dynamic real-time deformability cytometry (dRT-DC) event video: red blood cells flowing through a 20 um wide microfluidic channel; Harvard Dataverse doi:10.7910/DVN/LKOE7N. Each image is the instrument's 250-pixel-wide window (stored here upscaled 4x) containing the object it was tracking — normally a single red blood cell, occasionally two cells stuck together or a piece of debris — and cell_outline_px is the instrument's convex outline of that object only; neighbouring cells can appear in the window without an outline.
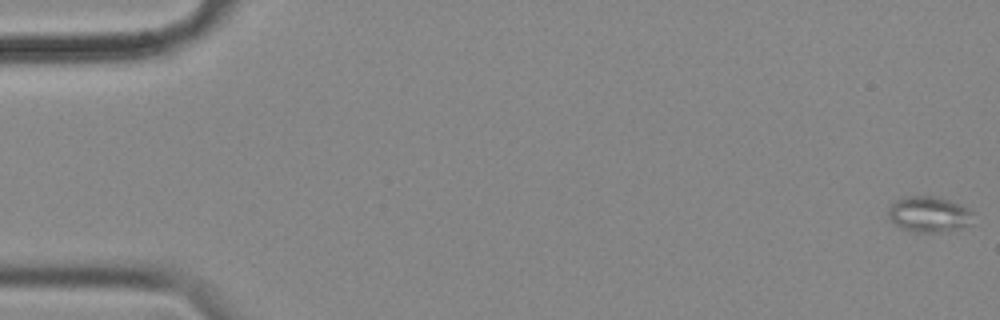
{"species": "common noctule bat (a hibernating species)", "species_latin": "Nyctalus noctula", "temperature_condition": "cold", "stored_images_in_passage": 57, "camera_frame_rate_fps": 3000, "um_per_image_px": 0.085, "animal": {"sex": "female", "body_mass_g": 18.4}, "frame": {"image": 1, "passage_image": 1, "time_ms": 0.0, "image_size_px": [1000, 320], "cell_outline_px": [[972, 212], [968, 224], [960, 228], [948, 232], [916, 232], [900, 228], [888, 216], [888, 208], [896, 200], [908, 196], [940, 196], [960, 204], [968, 208]], "centroid_in_image_um": [78.95, 18.2], "position_along_channel_um": 6.1, "area_um2": 17.63}}
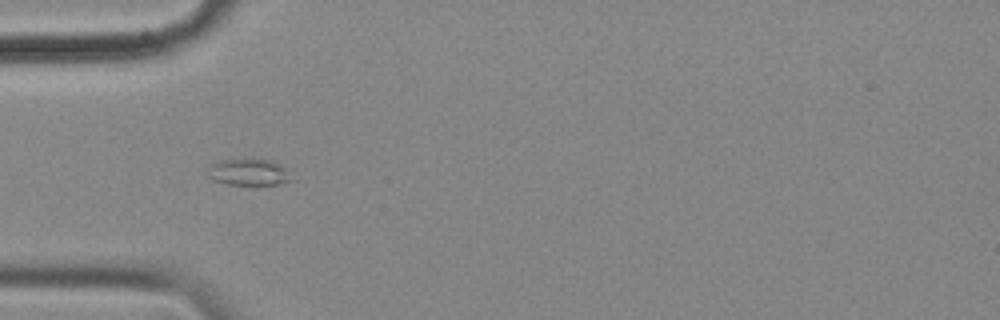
{"frame": {"image": 2, "passage_image": 18, "time_ms": 5.667, "image_size_px": [1000, 320], "cell_outline_px": [[296, 180], [280, 184], [228, 184], [212, 180], [208, 176], [212, 164], [220, 160], [256, 156], [272, 160], [280, 164]], "centroid_in_image_um": [21.2, 14.59], "position_along_channel_um": 63.8, "area_um2": 13.47}}
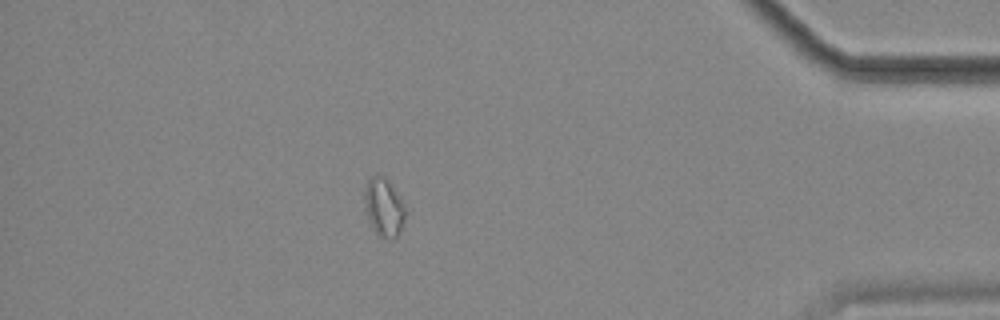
{"frame": {"image": 3, "passage_image": 50, "time_ms": 16.333, "image_size_px": [1000, 320], "cell_outline_px": [[408, 212], [400, 232], [392, 240], [388, 240], [380, 236], [376, 232], [368, 220], [364, 208], [364, 188], [368, 180], [376, 172], [384, 176], [388, 180], [404, 204]], "centroid_in_image_um": [32.63, 17.61], "position_along_channel_um": 402.6, "area_um2": 14.28}, "authors_computed_cell_mechanics": {"area_um2": 12.6582, "velocity_mm_per_s": 3.5795, "shape_relaxation_time_tau1_ms": null, "shape_relaxation_time_tau2_ms": 2.676, "deformation_change_tau1": null, "deformation_change_tau2": 0.0791}}